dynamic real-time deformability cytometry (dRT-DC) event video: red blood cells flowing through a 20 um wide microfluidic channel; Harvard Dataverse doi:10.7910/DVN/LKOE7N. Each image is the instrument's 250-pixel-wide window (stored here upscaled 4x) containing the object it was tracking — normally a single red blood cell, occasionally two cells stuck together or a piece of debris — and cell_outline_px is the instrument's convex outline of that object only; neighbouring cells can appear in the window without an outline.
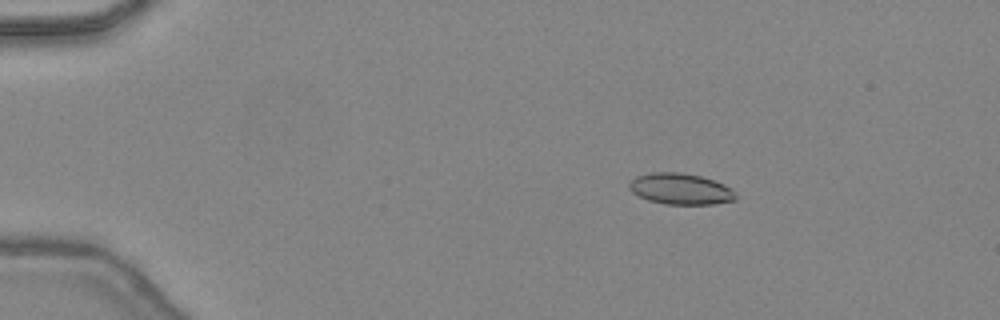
{"species": "common noctule bat (a hibernating species)", "species_latin": "Nyctalus noctula", "temperature_condition": "warm", "stored_images_in_passage": 41, "camera_frame_rate_fps": 3000, "um_per_image_px": 0.085, "animal": {"sex": "female", "body_mass_g": 24.6, "forearm_length_mm": 56.2}, "frame": {"image": 1, "passage_image": 3, "time_ms": 0.667, "image_size_px": [1000, 320], "cell_outline_px": [[736, 200], [712, 204], [664, 204], [648, 200], [632, 192], [628, 188], [628, 184], [636, 176], [652, 172], [680, 172], [700, 176], [724, 184], [732, 188], [736, 192]], "centroid_in_image_um": [57.85, 16.06], "position_along_channel_um": 27.2, "area_um2": 19.36}}
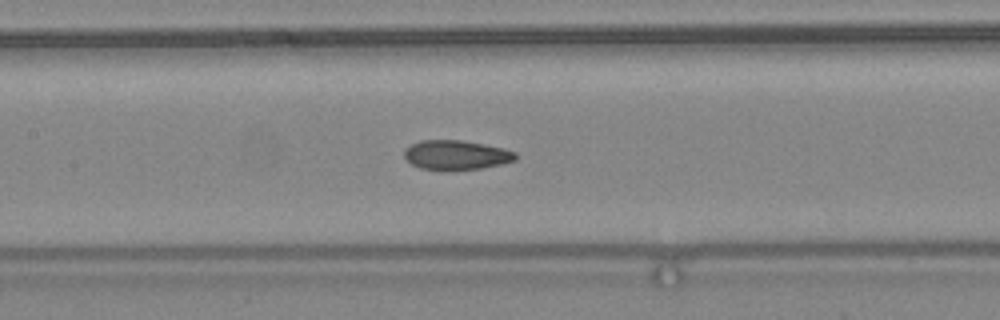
{"frame": {"image": 2, "passage_image": 18, "time_ms": 5.667, "image_size_px": [1000, 320], "cell_outline_px": [[516, 160], [484, 168], [444, 172], [440, 172], [420, 168], [412, 164], [404, 156], [404, 148], [420, 140], [460, 140], [484, 144], [504, 148], [516, 152]], "centroid_in_image_um": [38.75, 13.2], "position_along_channel_um": 168.6, "area_um2": 19.59}}
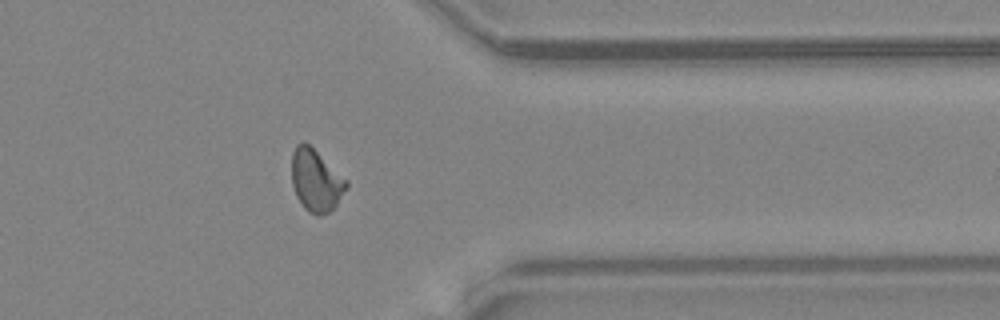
{"frame": {"image": 3, "passage_image": 33, "time_ms": 10.667, "image_size_px": [1000, 320], "cell_outline_px": [[348, 188], [336, 204], [328, 212], [320, 216], [316, 216], [308, 212], [304, 208], [296, 196], [292, 184], [292, 152], [296, 144], [304, 140], [348, 180]], "centroid_in_image_um": [26.85, 15.33], "position_along_channel_um": 384.6, "area_um2": 19.88}, "authors_computed_cell_mechanics": {"area_um2": 19.3052, "velocity_mm_per_s": 4.4857, "shape_relaxation_time_tau1_ms": 10.8254, "shape_relaxation_time_tau2_ms": 1.1552, "deformation_change_tau1": 0.2319, "deformation_change_tau2": 0.0814}}